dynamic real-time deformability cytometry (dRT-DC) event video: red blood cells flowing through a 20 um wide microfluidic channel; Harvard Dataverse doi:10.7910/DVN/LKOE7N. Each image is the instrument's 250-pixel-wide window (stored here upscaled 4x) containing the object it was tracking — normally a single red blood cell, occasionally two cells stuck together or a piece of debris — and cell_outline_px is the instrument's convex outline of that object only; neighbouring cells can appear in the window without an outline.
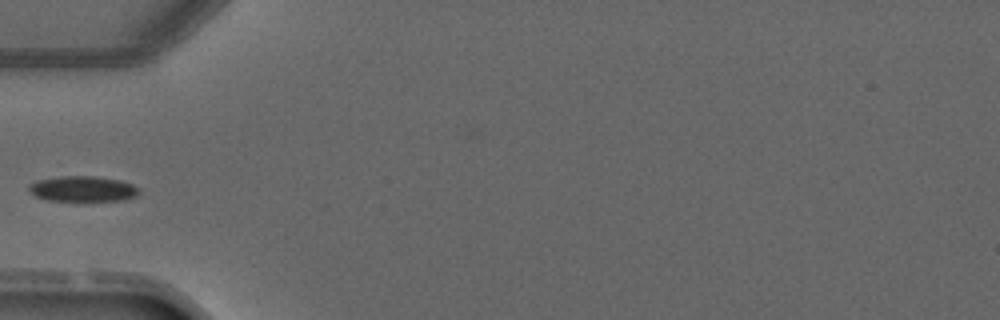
{"species": "common noctule bat (a hibernating species)", "species_latin": "Nyctalus noctula", "temperature_condition": "warm", "stored_images_in_passage": 2, "camera_frame_rate_fps": 3000, "um_per_image_px": 0.085, "animal": {"sex": "male", "forearm_length_mm": 52.5}, "frame": {"image": 1, "passage_image": 2, "time_ms": 1.0, "image_size_px": [1000, 320], "cell_outline_px": [[140, 192], [136, 196], [124, 200], [48, 200], [36, 196], [28, 188], [36, 180], [60, 176], [96, 176], [120, 180], [132, 184], [140, 188]], "centroid_in_image_um": [7.09, 16.04], "position_along_channel_um": 77.9, "area_um2": 16.18}}